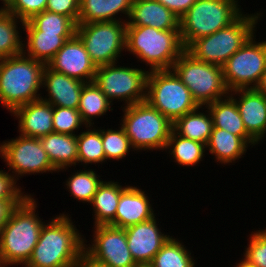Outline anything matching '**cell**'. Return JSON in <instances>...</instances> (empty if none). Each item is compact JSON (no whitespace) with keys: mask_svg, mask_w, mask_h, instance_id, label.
<instances>
[{"mask_svg":"<svg viewBox=\"0 0 266 267\" xmlns=\"http://www.w3.org/2000/svg\"><path fill=\"white\" fill-rule=\"evenodd\" d=\"M68 176L67 180L63 182L65 183V189L69 192L71 197L78 202H82L84 204H90L94 194L96 193L98 186L102 183V176L97 174L94 169H90V167H84L82 170H74Z\"/></svg>","mask_w":266,"mask_h":267,"instance_id":"cell-34","label":"cell"},{"mask_svg":"<svg viewBox=\"0 0 266 267\" xmlns=\"http://www.w3.org/2000/svg\"><path fill=\"white\" fill-rule=\"evenodd\" d=\"M262 14V11L250 14L243 11L229 26L196 39L185 50L198 61L222 67L257 31Z\"/></svg>","mask_w":266,"mask_h":267,"instance_id":"cell-5","label":"cell"},{"mask_svg":"<svg viewBox=\"0 0 266 267\" xmlns=\"http://www.w3.org/2000/svg\"><path fill=\"white\" fill-rule=\"evenodd\" d=\"M256 32L222 66L229 92L256 89L266 69V41H256Z\"/></svg>","mask_w":266,"mask_h":267,"instance_id":"cell-12","label":"cell"},{"mask_svg":"<svg viewBox=\"0 0 266 267\" xmlns=\"http://www.w3.org/2000/svg\"><path fill=\"white\" fill-rule=\"evenodd\" d=\"M147 194L139 185H128L121 193L115 218L109 225L125 229L155 217L157 213Z\"/></svg>","mask_w":266,"mask_h":267,"instance_id":"cell-18","label":"cell"},{"mask_svg":"<svg viewBox=\"0 0 266 267\" xmlns=\"http://www.w3.org/2000/svg\"><path fill=\"white\" fill-rule=\"evenodd\" d=\"M169 154L170 160L183 168L196 167L204 161L206 145L191 139L184 138L172 130L164 150ZM171 155V156H170Z\"/></svg>","mask_w":266,"mask_h":267,"instance_id":"cell-29","label":"cell"},{"mask_svg":"<svg viewBox=\"0 0 266 267\" xmlns=\"http://www.w3.org/2000/svg\"><path fill=\"white\" fill-rule=\"evenodd\" d=\"M118 63L97 67L94 83L105 94L108 100L122 102L121 107L141 103L146 100L148 68L120 66ZM117 101V102H116Z\"/></svg>","mask_w":266,"mask_h":267,"instance_id":"cell-10","label":"cell"},{"mask_svg":"<svg viewBox=\"0 0 266 267\" xmlns=\"http://www.w3.org/2000/svg\"><path fill=\"white\" fill-rule=\"evenodd\" d=\"M79 7L80 0H47L45 10L70 17L78 24Z\"/></svg>","mask_w":266,"mask_h":267,"instance_id":"cell-41","label":"cell"},{"mask_svg":"<svg viewBox=\"0 0 266 267\" xmlns=\"http://www.w3.org/2000/svg\"><path fill=\"white\" fill-rule=\"evenodd\" d=\"M119 121L136 152L164 151L173 123L146 101L121 107ZM149 150V151H148Z\"/></svg>","mask_w":266,"mask_h":267,"instance_id":"cell-6","label":"cell"},{"mask_svg":"<svg viewBox=\"0 0 266 267\" xmlns=\"http://www.w3.org/2000/svg\"><path fill=\"white\" fill-rule=\"evenodd\" d=\"M84 82L51 70L47 65L43 71L41 99L52 106L78 109Z\"/></svg>","mask_w":266,"mask_h":267,"instance_id":"cell-19","label":"cell"},{"mask_svg":"<svg viewBox=\"0 0 266 267\" xmlns=\"http://www.w3.org/2000/svg\"><path fill=\"white\" fill-rule=\"evenodd\" d=\"M124 21H104L77 24L76 35L81 39L91 61L96 67L119 63L126 51Z\"/></svg>","mask_w":266,"mask_h":267,"instance_id":"cell-11","label":"cell"},{"mask_svg":"<svg viewBox=\"0 0 266 267\" xmlns=\"http://www.w3.org/2000/svg\"><path fill=\"white\" fill-rule=\"evenodd\" d=\"M83 127H86V124L77 109L53 106V128L55 133L77 135L78 131Z\"/></svg>","mask_w":266,"mask_h":267,"instance_id":"cell-37","label":"cell"},{"mask_svg":"<svg viewBox=\"0 0 266 267\" xmlns=\"http://www.w3.org/2000/svg\"><path fill=\"white\" fill-rule=\"evenodd\" d=\"M45 66L23 53L0 59L1 106L11 113L21 105L40 99Z\"/></svg>","mask_w":266,"mask_h":267,"instance_id":"cell-3","label":"cell"},{"mask_svg":"<svg viewBox=\"0 0 266 267\" xmlns=\"http://www.w3.org/2000/svg\"><path fill=\"white\" fill-rule=\"evenodd\" d=\"M47 66L55 71L84 83L92 82L97 67L91 61L83 42L75 34L67 40Z\"/></svg>","mask_w":266,"mask_h":267,"instance_id":"cell-15","label":"cell"},{"mask_svg":"<svg viewBox=\"0 0 266 267\" xmlns=\"http://www.w3.org/2000/svg\"><path fill=\"white\" fill-rule=\"evenodd\" d=\"M256 89L266 96V69L264 70L260 82Z\"/></svg>","mask_w":266,"mask_h":267,"instance_id":"cell-45","label":"cell"},{"mask_svg":"<svg viewBox=\"0 0 266 267\" xmlns=\"http://www.w3.org/2000/svg\"><path fill=\"white\" fill-rule=\"evenodd\" d=\"M92 228L93 238L87 241L84 237V254L89 259L105 267L139 266L128 248L125 229L110 225Z\"/></svg>","mask_w":266,"mask_h":267,"instance_id":"cell-14","label":"cell"},{"mask_svg":"<svg viewBox=\"0 0 266 267\" xmlns=\"http://www.w3.org/2000/svg\"><path fill=\"white\" fill-rule=\"evenodd\" d=\"M236 102L247 133L260 145L266 137V96L257 89L229 92Z\"/></svg>","mask_w":266,"mask_h":267,"instance_id":"cell-17","label":"cell"},{"mask_svg":"<svg viewBox=\"0 0 266 267\" xmlns=\"http://www.w3.org/2000/svg\"><path fill=\"white\" fill-rule=\"evenodd\" d=\"M213 119V127L241 137L252 148L258 143L247 133L236 102L228 95L207 105Z\"/></svg>","mask_w":266,"mask_h":267,"instance_id":"cell-26","label":"cell"},{"mask_svg":"<svg viewBox=\"0 0 266 267\" xmlns=\"http://www.w3.org/2000/svg\"><path fill=\"white\" fill-rule=\"evenodd\" d=\"M236 265H234V267H254L253 265L249 264L246 260H244L243 258L241 260H239V262L235 263ZM233 267V266H232Z\"/></svg>","mask_w":266,"mask_h":267,"instance_id":"cell-46","label":"cell"},{"mask_svg":"<svg viewBox=\"0 0 266 267\" xmlns=\"http://www.w3.org/2000/svg\"><path fill=\"white\" fill-rule=\"evenodd\" d=\"M156 217L125 228L128 248L139 266H148L170 237L162 232Z\"/></svg>","mask_w":266,"mask_h":267,"instance_id":"cell-16","label":"cell"},{"mask_svg":"<svg viewBox=\"0 0 266 267\" xmlns=\"http://www.w3.org/2000/svg\"><path fill=\"white\" fill-rule=\"evenodd\" d=\"M42 33L57 34V36H74L77 24L61 14L44 10L29 20Z\"/></svg>","mask_w":266,"mask_h":267,"instance_id":"cell-36","label":"cell"},{"mask_svg":"<svg viewBox=\"0 0 266 267\" xmlns=\"http://www.w3.org/2000/svg\"><path fill=\"white\" fill-rule=\"evenodd\" d=\"M212 128L213 119L207 106H198L173 123V130L178 135L205 145L209 141Z\"/></svg>","mask_w":266,"mask_h":267,"instance_id":"cell-28","label":"cell"},{"mask_svg":"<svg viewBox=\"0 0 266 267\" xmlns=\"http://www.w3.org/2000/svg\"><path fill=\"white\" fill-rule=\"evenodd\" d=\"M104 128V129H103ZM101 139L104 148V153L107 161H119L128 156L135 150L132 148L128 136L125 134L123 127L120 125L118 128L101 127Z\"/></svg>","mask_w":266,"mask_h":267,"instance_id":"cell-35","label":"cell"},{"mask_svg":"<svg viewBox=\"0 0 266 267\" xmlns=\"http://www.w3.org/2000/svg\"><path fill=\"white\" fill-rule=\"evenodd\" d=\"M179 18L182 17L197 0H157Z\"/></svg>","mask_w":266,"mask_h":267,"instance_id":"cell-42","label":"cell"},{"mask_svg":"<svg viewBox=\"0 0 266 267\" xmlns=\"http://www.w3.org/2000/svg\"><path fill=\"white\" fill-rule=\"evenodd\" d=\"M39 139L58 173L69 172V168L78 166L77 135L54 132Z\"/></svg>","mask_w":266,"mask_h":267,"instance_id":"cell-23","label":"cell"},{"mask_svg":"<svg viewBox=\"0 0 266 267\" xmlns=\"http://www.w3.org/2000/svg\"><path fill=\"white\" fill-rule=\"evenodd\" d=\"M173 236L171 235L162 245L149 267H195L197 265V258L194 259L191 250L182 240Z\"/></svg>","mask_w":266,"mask_h":267,"instance_id":"cell-33","label":"cell"},{"mask_svg":"<svg viewBox=\"0 0 266 267\" xmlns=\"http://www.w3.org/2000/svg\"><path fill=\"white\" fill-rule=\"evenodd\" d=\"M249 147L241 137L233 135L226 130L213 127L206 145V152L213 156L217 165L221 164L225 167L224 165H235L239 159L244 158L243 155H246L247 149H250Z\"/></svg>","mask_w":266,"mask_h":267,"instance_id":"cell-24","label":"cell"},{"mask_svg":"<svg viewBox=\"0 0 266 267\" xmlns=\"http://www.w3.org/2000/svg\"><path fill=\"white\" fill-rule=\"evenodd\" d=\"M128 186L115 180H103L89 205L93 209V227L109 225L115 218L122 191Z\"/></svg>","mask_w":266,"mask_h":267,"instance_id":"cell-27","label":"cell"},{"mask_svg":"<svg viewBox=\"0 0 266 267\" xmlns=\"http://www.w3.org/2000/svg\"><path fill=\"white\" fill-rule=\"evenodd\" d=\"M47 0H7L2 7L17 18L25 21L46 9Z\"/></svg>","mask_w":266,"mask_h":267,"instance_id":"cell-39","label":"cell"},{"mask_svg":"<svg viewBox=\"0 0 266 267\" xmlns=\"http://www.w3.org/2000/svg\"><path fill=\"white\" fill-rule=\"evenodd\" d=\"M25 40L23 54L46 65L73 36H57V34L42 33L29 20L24 22ZM27 40V41H26Z\"/></svg>","mask_w":266,"mask_h":267,"instance_id":"cell-22","label":"cell"},{"mask_svg":"<svg viewBox=\"0 0 266 267\" xmlns=\"http://www.w3.org/2000/svg\"><path fill=\"white\" fill-rule=\"evenodd\" d=\"M19 27V28H18ZM24 21L0 7V59L23 53ZM21 32H20V31Z\"/></svg>","mask_w":266,"mask_h":267,"instance_id":"cell-31","label":"cell"},{"mask_svg":"<svg viewBox=\"0 0 266 267\" xmlns=\"http://www.w3.org/2000/svg\"><path fill=\"white\" fill-rule=\"evenodd\" d=\"M112 105L105 94L92 81L84 84L77 110L80 112L86 126H95L97 122H94L96 121L94 119L98 120L107 112L113 111Z\"/></svg>","mask_w":266,"mask_h":267,"instance_id":"cell-30","label":"cell"},{"mask_svg":"<svg viewBox=\"0 0 266 267\" xmlns=\"http://www.w3.org/2000/svg\"><path fill=\"white\" fill-rule=\"evenodd\" d=\"M172 70L190 90L198 106H207L229 95L223 68L198 61L186 50L175 61Z\"/></svg>","mask_w":266,"mask_h":267,"instance_id":"cell-8","label":"cell"},{"mask_svg":"<svg viewBox=\"0 0 266 267\" xmlns=\"http://www.w3.org/2000/svg\"><path fill=\"white\" fill-rule=\"evenodd\" d=\"M76 267H105L101 264L89 259L85 254L81 257L79 264Z\"/></svg>","mask_w":266,"mask_h":267,"instance_id":"cell-44","label":"cell"},{"mask_svg":"<svg viewBox=\"0 0 266 267\" xmlns=\"http://www.w3.org/2000/svg\"><path fill=\"white\" fill-rule=\"evenodd\" d=\"M0 267H8V266L2 261L1 258H0Z\"/></svg>","mask_w":266,"mask_h":267,"instance_id":"cell-47","label":"cell"},{"mask_svg":"<svg viewBox=\"0 0 266 267\" xmlns=\"http://www.w3.org/2000/svg\"><path fill=\"white\" fill-rule=\"evenodd\" d=\"M7 0H0V2L4 5V3L6 2Z\"/></svg>","mask_w":266,"mask_h":267,"instance_id":"cell-48","label":"cell"},{"mask_svg":"<svg viewBox=\"0 0 266 267\" xmlns=\"http://www.w3.org/2000/svg\"><path fill=\"white\" fill-rule=\"evenodd\" d=\"M86 129V130H85ZM78 165L87 167L105 164L106 156L101 139V127L86 126L77 134ZM90 164V165H89Z\"/></svg>","mask_w":266,"mask_h":267,"instance_id":"cell-32","label":"cell"},{"mask_svg":"<svg viewBox=\"0 0 266 267\" xmlns=\"http://www.w3.org/2000/svg\"><path fill=\"white\" fill-rule=\"evenodd\" d=\"M11 114L22 136L40 138L54 133L53 106L41 98L15 108Z\"/></svg>","mask_w":266,"mask_h":267,"instance_id":"cell-20","label":"cell"},{"mask_svg":"<svg viewBox=\"0 0 266 267\" xmlns=\"http://www.w3.org/2000/svg\"><path fill=\"white\" fill-rule=\"evenodd\" d=\"M244 11L239 0H197L179 18V31L186 49L196 39L211 35L233 23Z\"/></svg>","mask_w":266,"mask_h":267,"instance_id":"cell-7","label":"cell"},{"mask_svg":"<svg viewBox=\"0 0 266 267\" xmlns=\"http://www.w3.org/2000/svg\"><path fill=\"white\" fill-rule=\"evenodd\" d=\"M23 201H0V232L7 222L11 211Z\"/></svg>","mask_w":266,"mask_h":267,"instance_id":"cell-43","label":"cell"},{"mask_svg":"<svg viewBox=\"0 0 266 267\" xmlns=\"http://www.w3.org/2000/svg\"><path fill=\"white\" fill-rule=\"evenodd\" d=\"M68 214L64 211L45 220L39 240L25 266L76 267L79 264L84 254L85 236Z\"/></svg>","mask_w":266,"mask_h":267,"instance_id":"cell-1","label":"cell"},{"mask_svg":"<svg viewBox=\"0 0 266 267\" xmlns=\"http://www.w3.org/2000/svg\"><path fill=\"white\" fill-rule=\"evenodd\" d=\"M0 158L16 181L26 175L58 171L52 165L39 138L18 135L0 143Z\"/></svg>","mask_w":266,"mask_h":267,"instance_id":"cell-13","label":"cell"},{"mask_svg":"<svg viewBox=\"0 0 266 267\" xmlns=\"http://www.w3.org/2000/svg\"><path fill=\"white\" fill-rule=\"evenodd\" d=\"M185 51L179 30H158L149 26L126 27V51L153 70H172Z\"/></svg>","mask_w":266,"mask_h":267,"instance_id":"cell-4","label":"cell"},{"mask_svg":"<svg viewBox=\"0 0 266 267\" xmlns=\"http://www.w3.org/2000/svg\"><path fill=\"white\" fill-rule=\"evenodd\" d=\"M126 24L158 30H179V17L157 0H133Z\"/></svg>","mask_w":266,"mask_h":267,"instance_id":"cell-21","label":"cell"},{"mask_svg":"<svg viewBox=\"0 0 266 267\" xmlns=\"http://www.w3.org/2000/svg\"><path fill=\"white\" fill-rule=\"evenodd\" d=\"M29 195L8 170L0 169V201H24Z\"/></svg>","mask_w":266,"mask_h":267,"instance_id":"cell-40","label":"cell"},{"mask_svg":"<svg viewBox=\"0 0 266 267\" xmlns=\"http://www.w3.org/2000/svg\"><path fill=\"white\" fill-rule=\"evenodd\" d=\"M132 3L133 0H80L78 24L104 21L126 22Z\"/></svg>","mask_w":266,"mask_h":267,"instance_id":"cell-25","label":"cell"},{"mask_svg":"<svg viewBox=\"0 0 266 267\" xmlns=\"http://www.w3.org/2000/svg\"><path fill=\"white\" fill-rule=\"evenodd\" d=\"M247 237L242 258L254 267H266V227L252 231Z\"/></svg>","mask_w":266,"mask_h":267,"instance_id":"cell-38","label":"cell"},{"mask_svg":"<svg viewBox=\"0 0 266 267\" xmlns=\"http://www.w3.org/2000/svg\"><path fill=\"white\" fill-rule=\"evenodd\" d=\"M145 101L172 123L198 107L190 90L173 70L149 71Z\"/></svg>","mask_w":266,"mask_h":267,"instance_id":"cell-9","label":"cell"},{"mask_svg":"<svg viewBox=\"0 0 266 267\" xmlns=\"http://www.w3.org/2000/svg\"><path fill=\"white\" fill-rule=\"evenodd\" d=\"M36 200L30 194L16 206L0 232V258L8 267L25 265L39 240L45 221L36 211Z\"/></svg>","mask_w":266,"mask_h":267,"instance_id":"cell-2","label":"cell"}]
</instances>
